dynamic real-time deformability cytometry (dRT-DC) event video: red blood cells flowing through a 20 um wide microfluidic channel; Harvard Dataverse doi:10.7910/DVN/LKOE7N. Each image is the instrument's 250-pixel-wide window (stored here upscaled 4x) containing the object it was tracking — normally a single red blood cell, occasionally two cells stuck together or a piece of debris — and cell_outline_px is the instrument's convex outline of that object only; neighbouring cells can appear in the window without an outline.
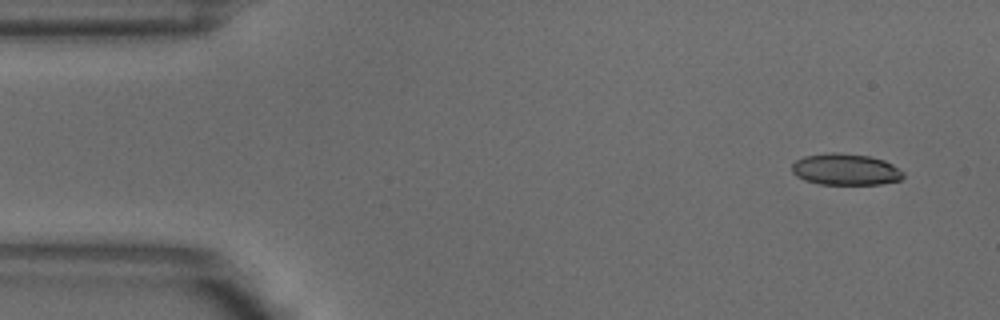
{"species": "common noctule bat (a hibernating species)", "species_latin": "Nyctalus noctula", "temperature_condition": "warm", "stored_images_in_passage": 3, "camera_frame_rate_fps": 3000, "um_per_image_px": 0.085, "animal": {"sex": "male", "body_mass_g": 18.8}, "frame": {"image": 1, "passage_image": 1, "time_ms": 0.0, "image_size_px": [1000, 320], "cell_outline_px": [[904, 176], [900, 180], [880, 184], [820, 184], [804, 180], [796, 176], [792, 172], [792, 164], [796, 160], [804, 156], [832, 152], [836, 152], [868, 156], [884, 160], [892, 164], [904, 172]], "centroid_in_image_um": [71.86, 14.4], "position_along_channel_um": 13.1, "area_um2": 20.4}}